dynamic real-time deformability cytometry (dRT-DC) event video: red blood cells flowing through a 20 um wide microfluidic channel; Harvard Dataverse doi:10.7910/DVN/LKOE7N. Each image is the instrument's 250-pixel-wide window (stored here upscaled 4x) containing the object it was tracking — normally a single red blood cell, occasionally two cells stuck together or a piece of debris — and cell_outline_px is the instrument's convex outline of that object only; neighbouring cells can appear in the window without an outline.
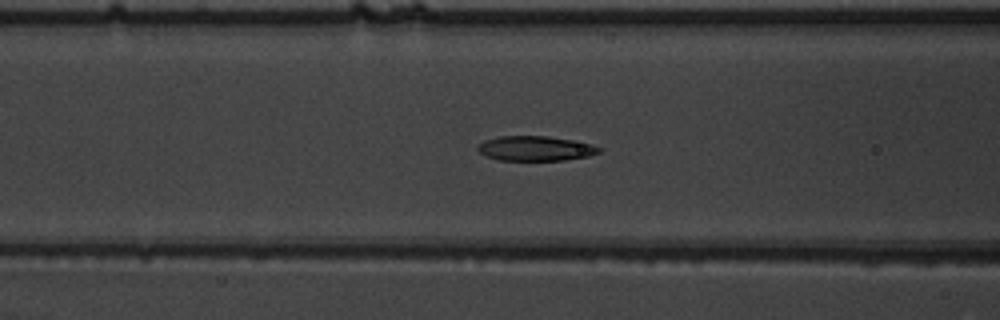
{"species": "common noctule bat (a hibernating species)", "species_latin": "Nyctalus noctula", "temperature_condition": "warm", "stored_images_in_passage": 54, "camera_frame_rate_fps": 3000, "um_per_image_px": 0.085, "animal": {"sex": "male", "body_mass_g": 19.5, "forearm_length_mm": 54.6}, "frame": {"image": 1, "passage_image": 23, "time_ms": 7.333, "image_size_px": [1000, 320], "cell_outline_px": [[600, 152], [588, 156], [564, 160], [500, 160], [488, 156], [480, 152], [476, 148], [484, 140], [500, 136], [548, 136], [572, 140], [592, 144], [600, 148]], "centroid_in_image_um": [45.52, 12.61], "position_along_channel_um": 121.1, "area_um2": 17.34}}
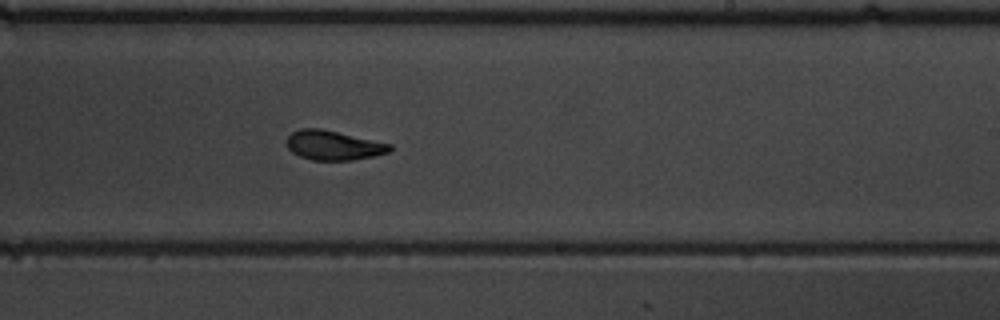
{"frame": {"image": 2, "passage_image": 34, "time_ms": 11.0, "image_size_px": [1000, 320], "cell_outline_px": [[392, 148], [388, 152], [372, 156], [352, 160], [312, 160], [300, 156], [292, 152], [288, 148], [288, 136], [292, 132], [300, 128], [320, 128], [392, 144]], "centroid_in_image_um": [28.33, 12.35], "position_along_channel_um": 260.7, "area_um2": 17.51}}
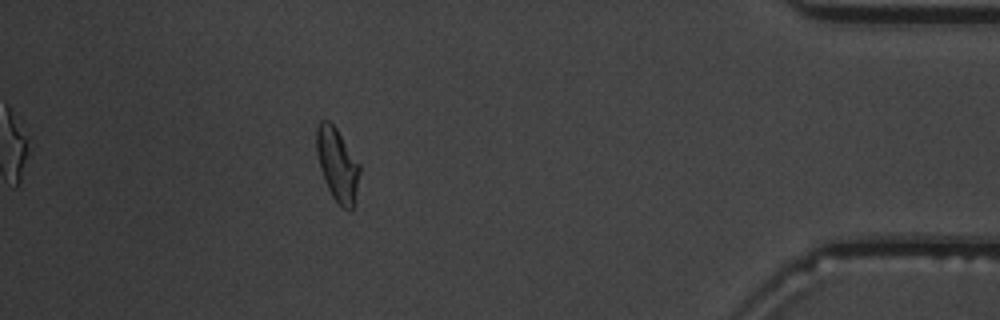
{"frame": {"image": 3, "passage_image": 49, "time_ms": 16.0, "image_size_px": [1000, 320], "cell_outline_px": [[360, 172], [352, 212], [344, 208], [332, 196], [324, 180], [320, 168], [316, 152], [316, 128], [320, 120], [328, 120], [336, 128], [360, 164]], "centroid_in_image_um": [28.66, 13.97], "position_along_channel_um": 406.5, "area_um2": 18.26}, "authors_computed_cell_mechanics": {"area_um2": 18.207, "velocity_mm_per_s": 3.81, "shape_relaxation_time_tau1_ms": 3.959, "shape_relaxation_time_tau2_ms": 1.1607, "deformation_change_tau1": 0.1689, "deformation_change_tau2": 0.0652}}